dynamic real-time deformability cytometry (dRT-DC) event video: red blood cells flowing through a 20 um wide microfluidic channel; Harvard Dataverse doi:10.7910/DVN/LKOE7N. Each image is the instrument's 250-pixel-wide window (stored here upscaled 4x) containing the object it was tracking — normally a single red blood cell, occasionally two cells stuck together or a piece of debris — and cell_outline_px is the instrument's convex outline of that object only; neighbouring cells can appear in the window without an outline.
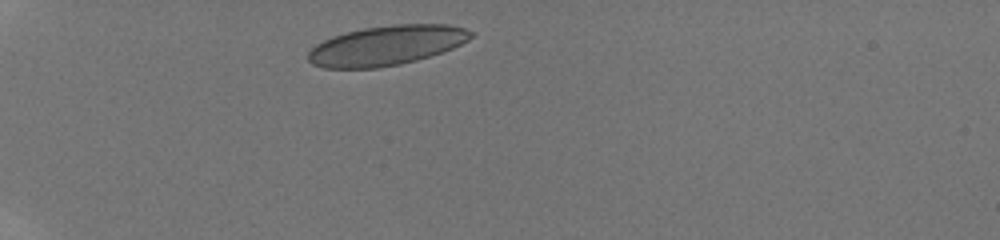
{"species": "human", "species_latin": "Homo sapiens", "temperature_condition": "room temperature", "stored_images_in_passage": 35, "camera_frame_rate_fps": 3000, "um_per_image_px": 0.085, "donor": {"sex": "male"}, "frame": {"image": 1, "passage_image": 1, "time_ms": 0.0, "image_size_px": [1000, 240], "cell_outline_px": [[464, 40], [448, 48], [424, 56], [392, 64], [364, 68], [336, 68], [312, 52], [320, 44], [328, 40], [352, 32], [372, 28], [460, 28]], "centroid_in_image_um": [32.79, 3.92], "position_along_channel_um": 52.2, "area_um2": 30.92}}
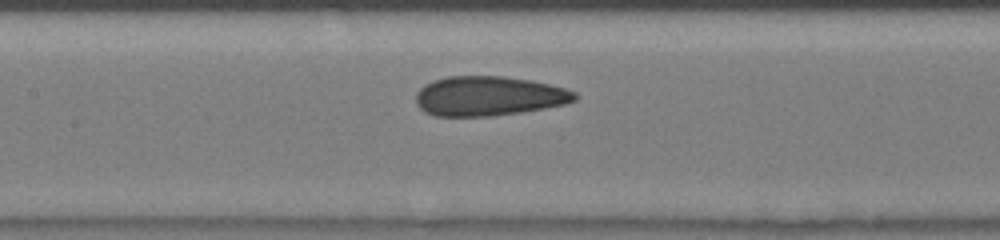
{"frame": {"image": 2, "passage_image": 12, "time_ms": 3.667, "image_size_px": [1000, 240], "cell_outline_px": [[572, 100], [556, 104], [532, 108], [504, 112], [464, 116], [448, 116], [432, 112], [424, 108], [420, 104], [420, 92], [424, 88], [440, 80], [468, 76], [480, 76], [516, 80], [540, 84], [556, 88], [568, 92], [572, 96]], "centroid_in_image_um": [41.43, 8.16], "position_along_channel_um": 166.0, "area_um2": 31.73}}
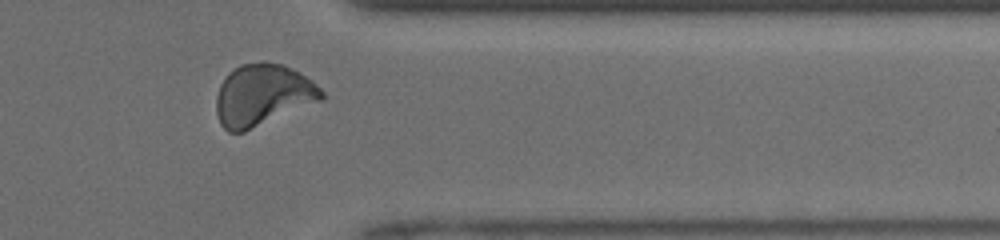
{"frame": {"image": 3, "passage_image": 28, "time_ms": 9.0, "image_size_px": [1000, 240], "cell_outline_px": [[320, 96], [240, 132], [232, 132], [220, 120], [220, 88], [224, 80], [236, 68], [244, 64], [276, 64], [296, 72], [308, 80], [320, 92]], "centroid_in_image_um": [22.23, 8.04], "position_along_channel_um": 389.2, "area_um2": 33.12}, "authors_computed_cell_mechanics": {"area_um2": 30.923, "velocity_mm_per_s": 4.225, "shape_relaxation_time_tau1_ms": 8.5626, "shape_relaxation_time_tau2_ms": 1.0838, "deformation_change_tau1": 0.1906, "deformation_change_tau2": 0.0645}}